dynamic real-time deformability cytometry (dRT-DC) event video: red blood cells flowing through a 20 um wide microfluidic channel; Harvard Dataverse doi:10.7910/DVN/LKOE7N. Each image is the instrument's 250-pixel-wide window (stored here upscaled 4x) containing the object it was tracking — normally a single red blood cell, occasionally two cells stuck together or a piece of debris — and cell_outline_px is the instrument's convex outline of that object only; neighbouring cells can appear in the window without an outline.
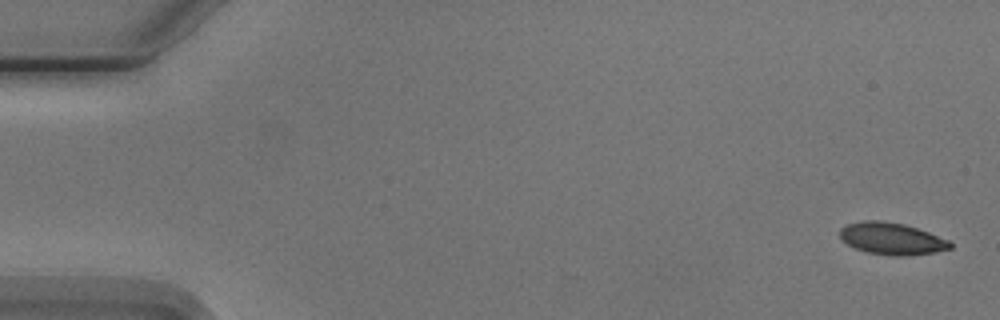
{"species": "Egyptian fruit bat (a non-hibernating species)", "species_latin": "Rousettus aegyptiacus", "temperature_condition": "cold", "stored_images_in_passage": 7, "camera_frame_rate_fps": 3000, "um_per_image_px": 0.085, "animal": {"sex": "male"}, "frame": {"image": 1, "passage_image": 1, "time_ms": 0.0, "image_size_px": [1000, 320], "cell_outline_px": [[952, 248], [936, 252], [908, 256], [892, 256], [868, 252], [856, 248], [848, 244], [840, 236], [840, 228], [848, 224], [864, 220], [880, 220], [904, 224], [928, 232], [948, 240], [952, 244]], "centroid_in_image_um": [75.81, 20.29], "position_along_channel_um": 9.2, "area_um2": 20.4}}
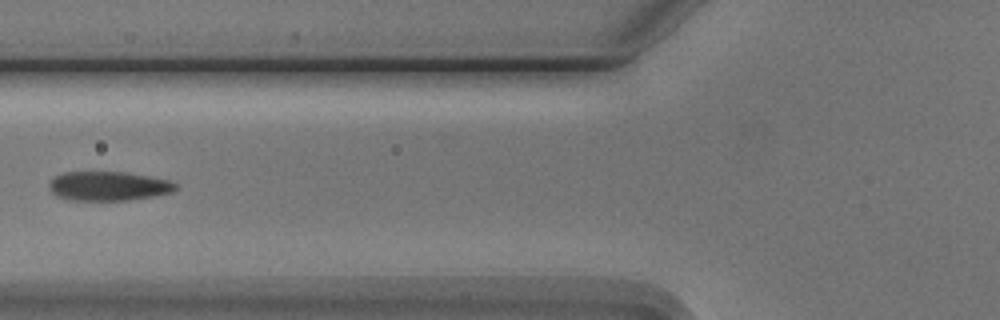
{"frame": {"image": 2, "passage_image": 6, "time_ms": 6.667, "image_size_px": [1000, 320], "cell_outline_px": [[176, 188], [172, 192], [156, 196], [132, 200], [72, 200], [56, 196], [48, 188], [48, 184], [56, 176], [64, 172], [124, 172], [148, 176], [168, 180], [176, 184]], "centroid_in_image_um": [9.21, 15.82], "position_along_channel_um": 116.6, "area_um2": 21.5}}
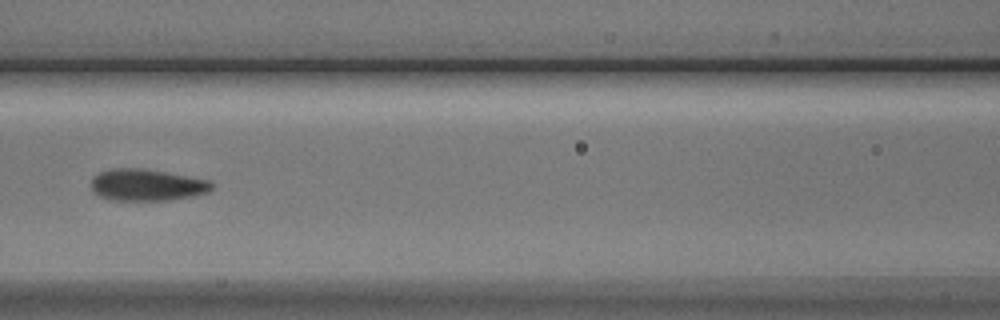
{"frame": {"image": 3, "passage_image": 7, "time_ms": 7.667, "image_size_px": [1000, 320], "cell_outline_px": [[212, 188], [208, 192], [196, 196], [168, 200], [112, 200], [100, 196], [92, 192], [92, 176], [100, 172], [112, 168], [144, 168], [208, 180], [212, 184]], "centroid_in_image_um": [12.46, 15.72], "position_along_channel_um": 154.1, "area_um2": 22.31}}